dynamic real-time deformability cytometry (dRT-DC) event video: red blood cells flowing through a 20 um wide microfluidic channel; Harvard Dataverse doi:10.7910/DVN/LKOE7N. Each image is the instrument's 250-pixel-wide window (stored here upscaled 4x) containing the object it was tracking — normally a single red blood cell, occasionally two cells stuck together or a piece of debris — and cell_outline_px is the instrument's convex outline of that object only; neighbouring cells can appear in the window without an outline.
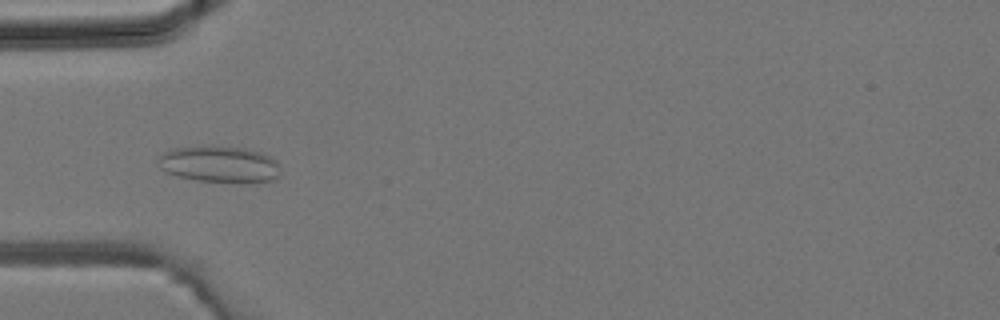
{"species": "common noctule bat (a hibernating species)", "species_latin": "Nyctalus noctula", "temperature_condition": "room temperature", "stored_images_in_passage": 1, "camera_frame_rate_fps": 3000, "um_per_image_px": 0.085, "animal": {"sex": "male", "body_mass_g": 19.2, "forearm_length_mm": 51.8}, "frame": {"image": 1, "passage_image": 1, "time_ms": 0.0, "image_size_px": [1000, 320], "cell_outline_px": [[280, 172], [276, 180], [244, 184], [236, 184], [200, 180], [180, 176], [164, 172], [160, 168], [160, 156], [168, 148], [244, 148], [264, 152], [276, 160]], "centroid_in_image_um": [18.74, 14.01], "position_along_channel_um": 66.3, "area_um2": 25.84}}